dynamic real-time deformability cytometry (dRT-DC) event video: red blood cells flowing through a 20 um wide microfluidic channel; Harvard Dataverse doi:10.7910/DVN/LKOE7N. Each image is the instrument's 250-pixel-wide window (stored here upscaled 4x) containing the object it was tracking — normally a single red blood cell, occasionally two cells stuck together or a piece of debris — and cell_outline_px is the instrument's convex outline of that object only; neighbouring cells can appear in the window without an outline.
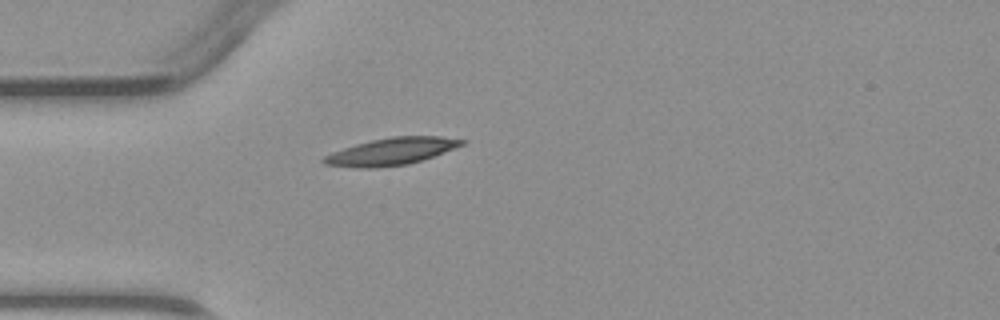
{"species": "common noctule bat (a hibernating species)", "species_latin": "Nyctalus noctula", "temperature_condition": "warm", "stored_images_in_passage": 3, "camera_frame_rate_fps": 3000, "um_per_image_px": 0.085, "animal": {"sex": "male", "body_mass_g": 23.1, "forearm_length_mm": 52.7}, "frame": {"image": 1, "passage_image": 3, "time_ms": 3.333, "image_size_px": [1000, 320], "cell_outline_px": [[468, 140], [464, 144], [444, 152], [408, 164], [376, 168], [356, 168], [324, 164], [320, 160], [324, 156], [332, 152], [356, 144], [372, 140], [392, 136], [440, 136]], "centroid_in_image_um": [33.25, 12.87], "position_along_channel_um": 51.8, "area_um2": 21.73}}